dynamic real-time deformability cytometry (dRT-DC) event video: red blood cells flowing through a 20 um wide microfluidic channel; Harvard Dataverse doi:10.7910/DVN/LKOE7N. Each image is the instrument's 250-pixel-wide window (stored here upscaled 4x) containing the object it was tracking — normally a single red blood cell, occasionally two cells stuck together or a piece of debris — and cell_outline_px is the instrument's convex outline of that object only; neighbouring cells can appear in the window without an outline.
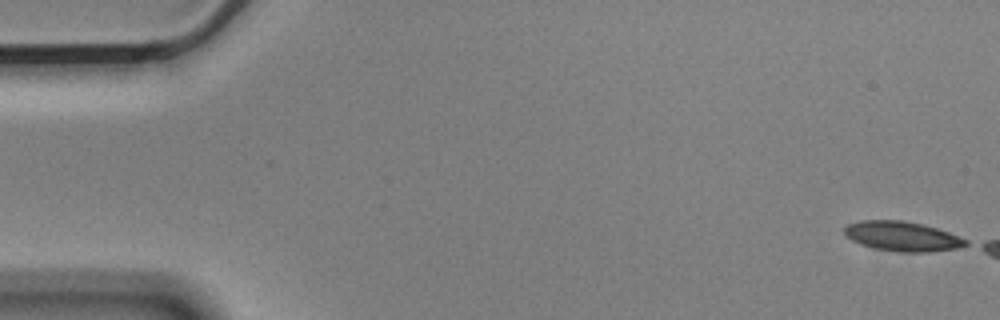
{"species": "Egyptian fruit bat (a non-hibernating species)", "species_latin": "Rousettus aegyptiacus", "temperature_condition": "cold", "stored_images_in_passage": 7, "camera_frame_rate_fps": 3000, "um_per_image_px": 0.085, "animal": {"sex": "male"}, "frame": {"image": 1, "passage_image": 1, "time_ms": 0.0, "image_size_px": [1000, 320], "cell_outline_px": [[968, 244], [956, 248], [928, 252], [900, 252], [872, 248], [860, 244], [844, 236], [844, 228], [848, 224], [860, 220], [904, 220], [924, 224], [948, 232], [968, 240]], "centroid_in_image_um": [76.65, 20.08], "position_along_channel_um": 8.3, "area_um2": 21.1}}